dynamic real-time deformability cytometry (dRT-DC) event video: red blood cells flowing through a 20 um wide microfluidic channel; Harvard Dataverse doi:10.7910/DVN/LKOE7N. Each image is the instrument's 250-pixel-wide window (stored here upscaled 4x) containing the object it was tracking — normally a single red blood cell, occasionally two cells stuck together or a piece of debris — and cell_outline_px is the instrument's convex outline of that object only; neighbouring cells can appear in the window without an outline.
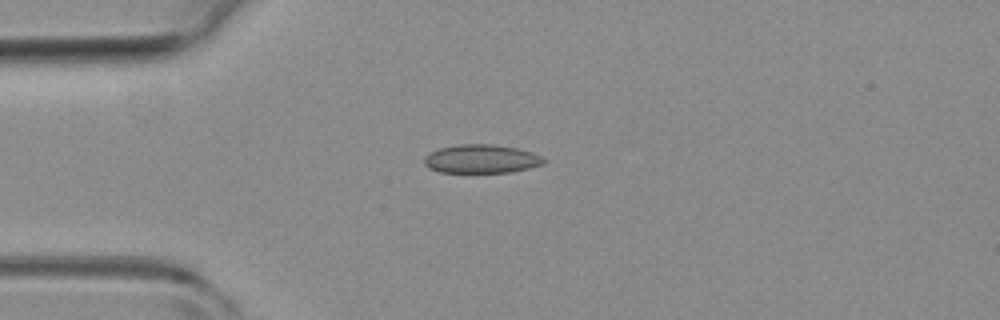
{"species": "common noctule bat (a hibernating species)", "species_latin": "Nyctalus noctula", "temperature_condition": "room temperature", "stored_images_in_passage": 4, "camera_frame_rate_fps": 3000, "um_per_image_px": 0.085, "animal": {"sex": "female", "body_mass_g": 19.3, "forearm_length_mm": 54.1}, "frame": {"image": 1, "passage_image": 3, "time_ms": 0.667, "image_size_px": [1000, 320], "cell_outline_px": [[548, 160], [544, 164], [512, 172], [440, 172], [428, 168], [424, 164], [424, 156], [428, 152], [440, 148], [460, 144], [492, 144], [516, 148], [532, 152]], "centroid_in_image_um": [40.9, 13.5], "position_along_channel_um": 44.1, "area_um2": 20.0}}